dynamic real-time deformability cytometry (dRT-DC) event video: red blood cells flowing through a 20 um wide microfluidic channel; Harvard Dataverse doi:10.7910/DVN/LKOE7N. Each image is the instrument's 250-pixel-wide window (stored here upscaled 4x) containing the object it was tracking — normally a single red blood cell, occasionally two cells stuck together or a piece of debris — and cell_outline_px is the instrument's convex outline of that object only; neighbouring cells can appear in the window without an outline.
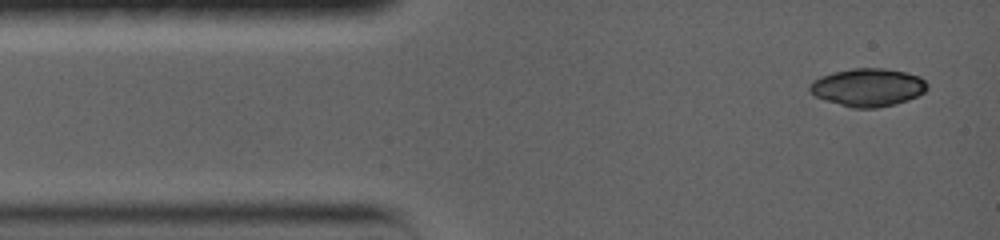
{"species": "common noctule bat (a hibernating species)", "species_latin": "Nyctalus noctula", "temperature_condition": "warm", "stored_images_in_passage": 5, "camera_frame_rate_fps": 5000, "um_per_image_px": 0.085, "animal": {"sex": "female", "body_mass_g": 19.0, "forearm_length_mm": 56.7}, "frame": {"image": 1, "passage_image": 1, "time_ms": 0.0, "image_size_px": [1000, 240], "cell_outline_px": [[928, 88], [924, 92], [908, 100], [876, 108], [852, 108], [824, 100], [816, 96], [808, 88], [808, 84], [812, 80], [820, 76], [832, 72], [852, 68], [884, 68], [904, 72], [920, 76], [928, 84]], "centroid_in_image_um": [73.74, 7.42], "position_along_channel_um": 11.3, "area_um2": 26.07}}